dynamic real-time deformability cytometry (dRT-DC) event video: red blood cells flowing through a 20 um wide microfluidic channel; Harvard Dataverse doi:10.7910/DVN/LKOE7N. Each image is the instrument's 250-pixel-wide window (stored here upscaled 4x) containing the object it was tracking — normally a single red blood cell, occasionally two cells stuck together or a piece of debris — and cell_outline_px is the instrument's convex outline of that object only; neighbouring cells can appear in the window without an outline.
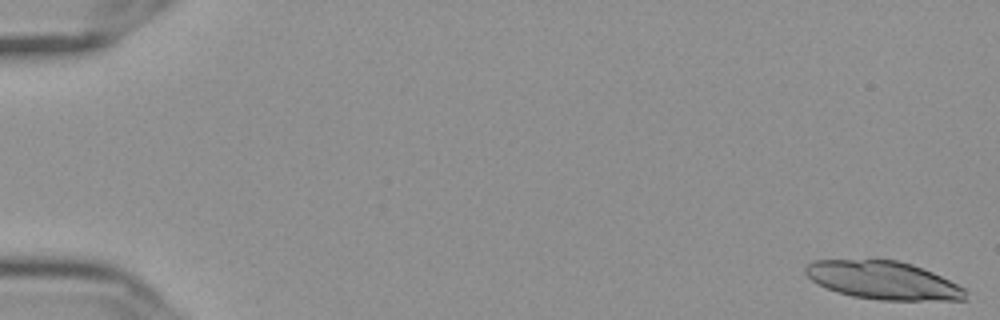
{"species": "Egyptian fruit bat (a non-hibernating species)", "species_latin": "Rousettus aegyptiacus", "temperature_condition": "cold", "stored_images_in_passage": 47, "camera_frame_rate_fps": 3000, "um_per_image_px": 0.085, "frame": {"image": 1, "passage_image": 1, "time_ms": 0.0, "image_size_px": [1000, 320], "cell_outline_px": [[968, 300], [880, 300], [852, 296], [836, 292], [816, 284], [804, 272], [804, 268], [808, 264], [816, 260], [896, 260], [912, 264], [932, 272], [964, 288]], "centroid_in_image_um": [75.05, 23.83], "position_along_channel_um": 10.0, "area_um2": 35.37}}
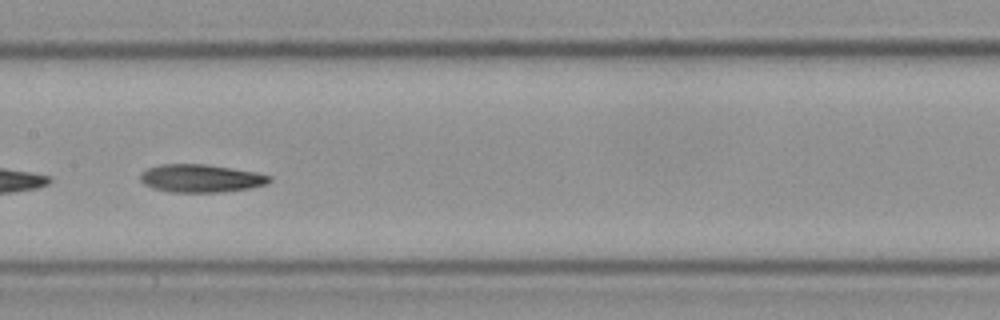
{"frame": {"image": 2, "passage_image": 30, "time_ms": 9.667, "image_size_px": [1000, 320], "cell_outline_px": [[272, 180], [268, 184], [248, 188], [220, 192], [168, 192], [152, 188], [144, 184], [140, 180], [140, 176], [148, 168], [160, 164], [204, 164], [256, 172], [272, 176]], "centroid_in_image_um": [17.08, 15.16], "position_along_channel_um": 190.3, "area_um2": 20.98}}
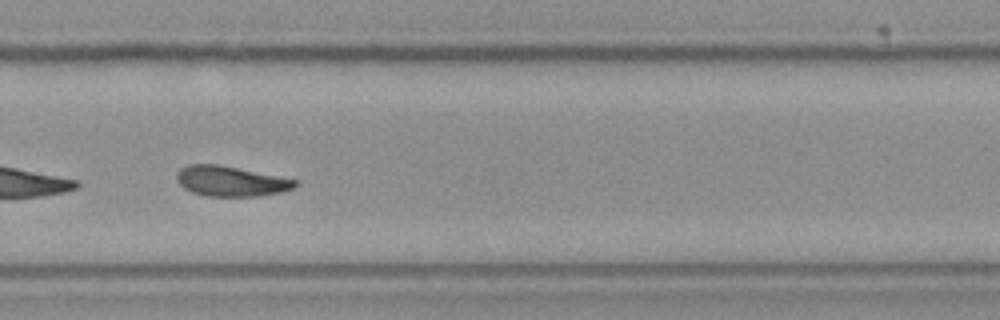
{"frame": {"image": 3, "passage_image": 40, "time_ms": 13.0, "image_size_px": [1000, 320], "cell_outline_px": [[300, 184], [284, 192], [256, 196], [208, 196], [192, 192], [184, 188], [176, 180], [176, 172], [180, 168], [188, 164], [220, 164], [300, 180]], "centroid_in_image_um": [19.65, 15.39], "position_along_channel_um": 310.2, "area_um2": 21.15}, "authors_computed_cell_mechanics": {"area_um2": 22.1952, "velocity_mm_per_s": 3.6052, "shape_relaxation_time_tau1_ms": 4.9994, "shape_relaxation_time_tau2_ms": 6.0467, "deformation_change_tau1": 0.1542, "deformation_change_tau2": 0.137}}